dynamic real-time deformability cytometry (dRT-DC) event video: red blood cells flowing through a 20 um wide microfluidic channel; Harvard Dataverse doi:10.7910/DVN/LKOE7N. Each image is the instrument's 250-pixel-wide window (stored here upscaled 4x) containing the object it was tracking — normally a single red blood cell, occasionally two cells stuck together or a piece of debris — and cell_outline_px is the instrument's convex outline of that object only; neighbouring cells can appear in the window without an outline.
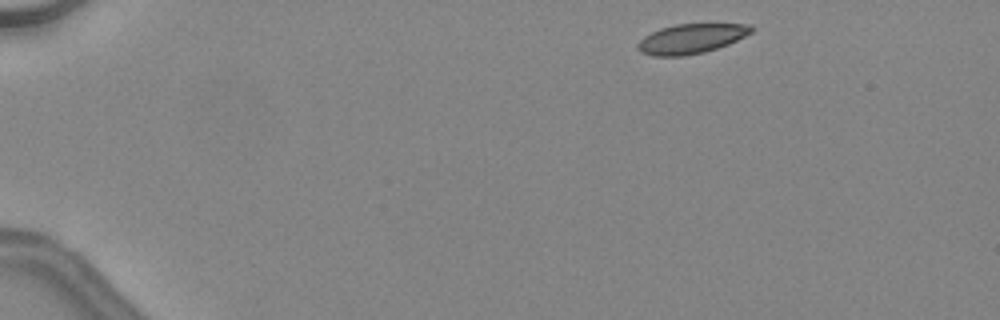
{"species": "common noctule bat (a hibernating species)", "species_latin": "Nyctalus noctula", "temperature_condition": "warm", "stored_images_in_passage": 41, "camera_frame_rate_fps": 3000, "um_per_image_px": 0.085, "animal": {"sex": "female", "body_mass_g": 24.6, "forearm_length_mm": 56.2}, "frame": {"image": 1, "passage_image": 2, "time_ms": 0.333, "image_size_px": [1000, 320], "cell_outline_px": [[756, 28], [752, 32], [728, 44], [704, 52], [684, 56], [652, 56], [640, 52], [636, 48], [636, 44], [644, 36], [660, 28], [676, 24], [752, 24]], "centroid_in_image_um": [58.73, 3.29], "position_along_channel_um": 26.3, "area_um2": 19.71}}
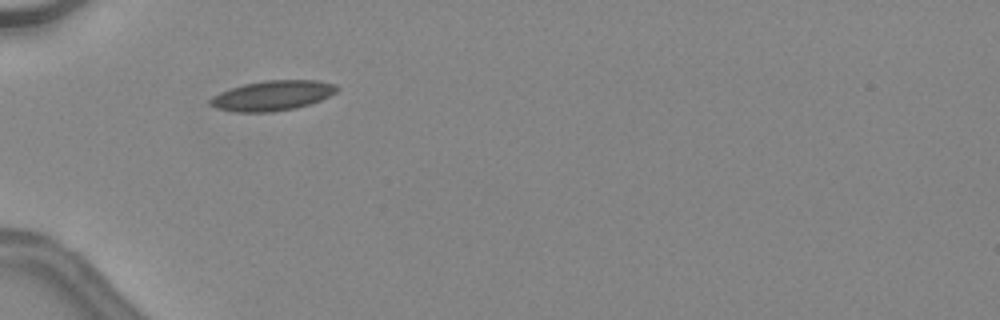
{"frame": {"image": 2, "passage_image": 11, "time_ms": 3.333, "image_size_px": [1000, 320], "cell_outline_px": [[340, 88], [336, 92], [320, 100], [296, 108], [272, 112], [236, 112], [216, 108], [208, 104], [208, 100], [212, 96], [220, 92], [244, 84], [264, 80], [320, 80], [336, 84]], "centroid_in_image_um": [23.15, 8.12], "position_along_channel_um": 61.8, "area_um2": 22.25}}
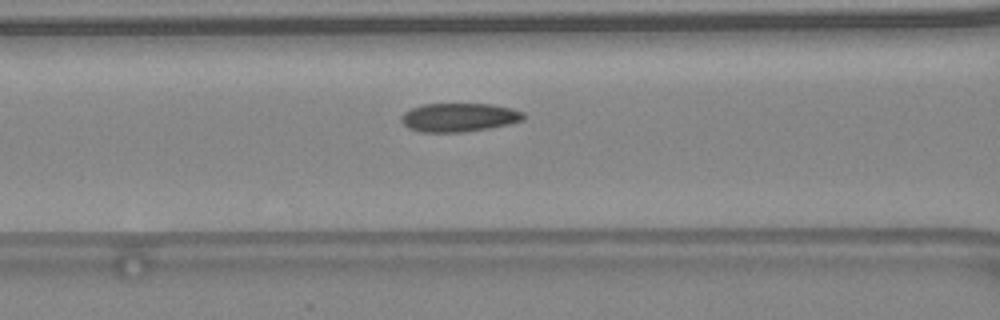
{"frame": {"image": 3, "passage_image": 16, "time_ms": 5.0, "image_size_px": [1000, 320], "cell_outline_px": [[524, 120], [508, 124], [488, 128], [464, 132], [420, 132], [408, 128], [400, 120], [400, 116], [404, 112], [412, 108], [424, 104], [492, 104], [512, 108], [524, 112]], "centroid_in_image_um": [39.01, 9.98], "position_along_channel_um": 127.6, "area_um2": 20.46}, "authors_computed_cell_mechanics": {"area_um2": 20.4034, "velocity_mm_per_s": 4.5148, "shape_relaxation_time_tau1_ms": null, "shape_relaxation_time_tau2_ms": 2.0569, "deformation_change_tau1": null, "deformation_change_tau2": 0.0749}}